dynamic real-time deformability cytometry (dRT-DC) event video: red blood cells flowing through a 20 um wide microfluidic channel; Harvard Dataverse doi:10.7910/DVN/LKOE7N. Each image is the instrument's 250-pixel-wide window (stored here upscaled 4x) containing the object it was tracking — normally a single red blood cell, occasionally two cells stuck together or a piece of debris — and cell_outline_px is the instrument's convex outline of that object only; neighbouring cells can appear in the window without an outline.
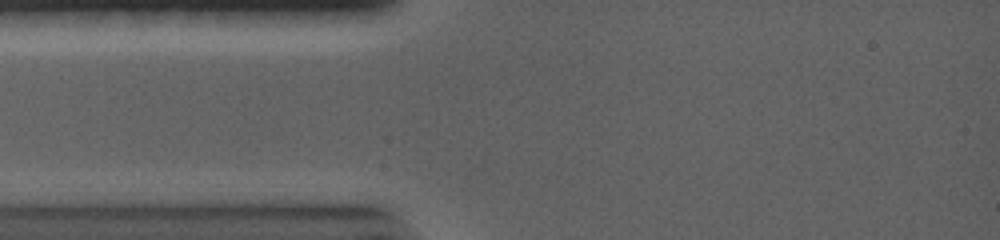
{"species": "common noctule bat (a hibernating species)", "species_latin": "Nyctalus noctula", "temperature_condition": "warm", "stored_images_in_passage": 1, "camera_frame_rate_fps": 5000, "um_per_image_px": 0.085, "animal": {"sex": "female", "body_mass_g": 19.0, "forearm_length_mm": 56.7}, "frame": {"image": 1, "passage_image": 1, "time_ms": 0.0, "image_size_px": [1000, 240], "cell_outline_px": [[588, 144], [580, 196], [568, 196], [552, 176], [552, 156], [580, 132], [588, 132]], "centroid_in_image_um": [48.54, 13.99], "position_along_channel_um": 36.5, "area_um2": 11.56}}